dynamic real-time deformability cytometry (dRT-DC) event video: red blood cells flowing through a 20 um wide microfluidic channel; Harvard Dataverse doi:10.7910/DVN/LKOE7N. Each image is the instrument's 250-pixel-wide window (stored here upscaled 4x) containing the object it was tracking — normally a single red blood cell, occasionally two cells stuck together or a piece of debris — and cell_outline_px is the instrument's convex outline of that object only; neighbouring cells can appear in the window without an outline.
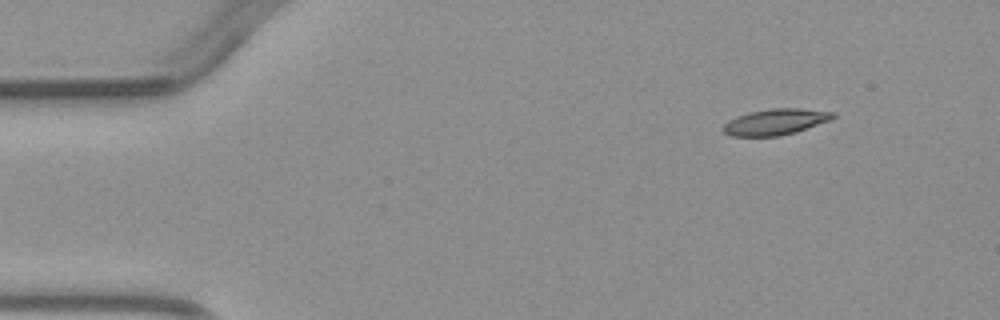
{"species": "common noctule bat (a hibernating species)", "species_latin": "Nyctalus noctula", "temperature_condition": "warm", "stored_images_in_passage": 3, "camera_frame_rate_fps": 3000, "um_per_image_px": 0.085, "animal": {"sex": "male", "body_mass_g": 23.1, "forearm_length_mm": 52.7}, "frame": {"image": 1, "passage_image": 1, "time_ms": 0.0, "image_size_px": [1000, 320], "cell_outline_px": [[836, 116], [832, 120], [796, 132], [780, 136], [732, 136], [724, 132], [724, 124], [728, 120], [736, 116], [748, 112], [772, 108], [800, 108], [836, 112]], "centroid_in_image_um": [65.96, 10.35], "position_along_channel_um": 19.0, "area_um2": 16.82}}